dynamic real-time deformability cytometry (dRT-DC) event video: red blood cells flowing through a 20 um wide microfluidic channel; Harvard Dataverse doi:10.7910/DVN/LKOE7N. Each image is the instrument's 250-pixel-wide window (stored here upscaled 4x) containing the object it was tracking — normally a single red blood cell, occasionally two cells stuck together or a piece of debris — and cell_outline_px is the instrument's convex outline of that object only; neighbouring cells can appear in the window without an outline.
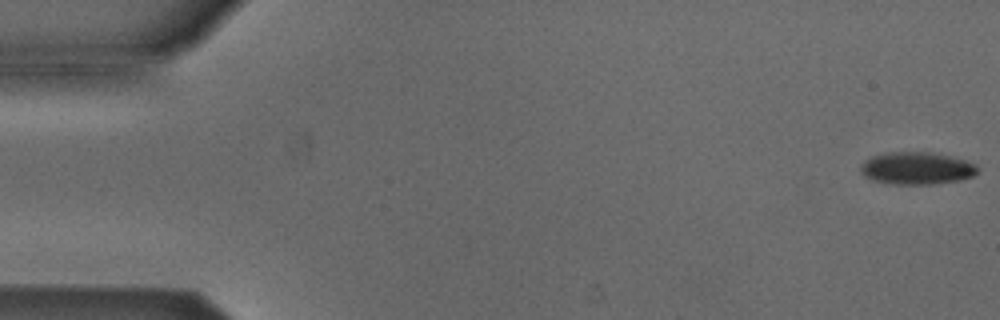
{"species": "Egyptian fruit bat (a non-hibernating species)", "species_latin": "Rousettus aegyptiacus", "temperature_condition": "cold", "stored_images_in_passage": 5, "camera_frame_rate_fps": 3000, "um_per_image_px": 0.085, "animal": {"sex": "male"}, "frame": {"image": 1, "passage_image": 1, "time_ms": 0.0, "image_size_px": [1000, 320], "cell_outline_px": [[980, 168], [976, 176], [960, 180], [932, 184], [896, 184], [872, 180], [864, 176], [860, 172], [860, 164], [864, 160], [872, 156], [884, 152], [928, 152], [948, 156], [964, 160], [976, 164]], "centroid_in_image_um": [77.92, 14.3], "position_along_channel_um": 7.1, "area_um2": 22.25}}
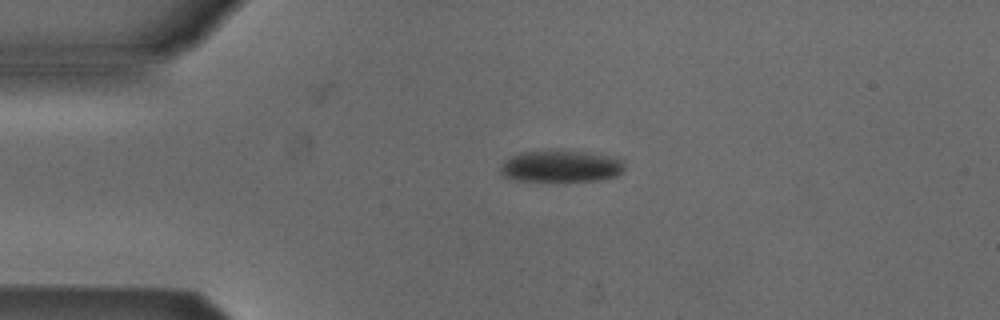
{"frame": {"image": 2, "passage_image": 4, "time_ms": 1.0, "image_size_px": [1000, 320], "cell_outline_px": [[624, 172], [616, 176], [596, 180], [516, 180], [504, 176], [500, 172], [500, 164], [508, 156], [520, 152], [556, 148], [584, 152], [608, 156], [624, 160]], "centroid_in_image_um": [47.63, 14.08], "position_along_channel_um": 37.4, "area_um2": 23.35}}